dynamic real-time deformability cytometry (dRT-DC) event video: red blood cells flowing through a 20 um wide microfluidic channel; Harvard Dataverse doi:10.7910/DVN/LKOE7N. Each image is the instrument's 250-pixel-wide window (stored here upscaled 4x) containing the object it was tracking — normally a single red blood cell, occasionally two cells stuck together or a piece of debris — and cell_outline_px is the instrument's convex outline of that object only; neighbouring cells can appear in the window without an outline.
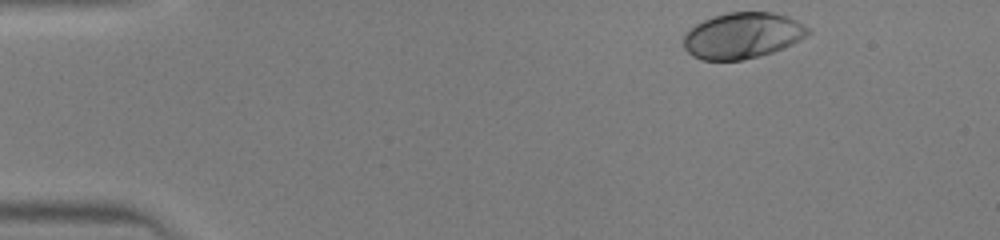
{"species": "human", "species_latin": "Homo sapiens", "temperature_condition": "warm", "stored_images_in_passage": 35, "camera_frame_rate_fps": 3000, "um_per_image_px": 0.085, "donor": {"sex": "male"}, "frame": {"image": 1, "passage_image": 1, "time_ms": 0.0, "image_size_px": [1000, 240], "cell_outline_px": [[812, 32], [800, 40], [784, 48], [760, 56], [740, 60], [700, 60], [692, 56], [684, 48], [684, 36], [696, 24], [704, 20], [728, 12], [772, 12], [788, 16], [812, 28]], "centroid_in_image_um": [63.16, 3.02], "position_along_channel_um": 21.8, "area_um2": 33.41}}
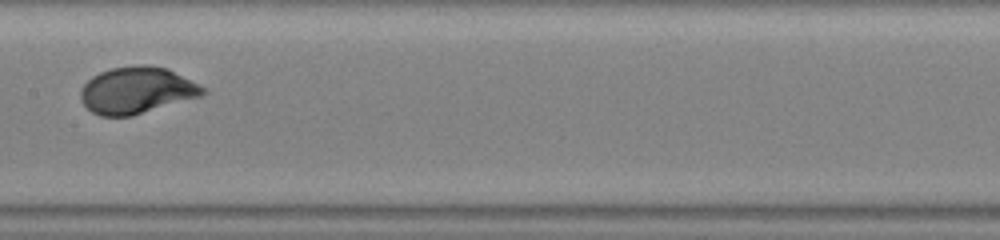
{"frame": {"image": 2, "passage_image": 19, "time_ms": 6.0, "image_size_px": [1000, 240], "cell_outline_px": [[208, 92], [200, 96], [132, 116], [100, 116], [92, 112], [80, 100], [80, 92], [84, 84], [92, 76], [100, 72], [112, 68], [132, 64], [144, 64], [168, 68], [204, 88]], "centroid_in_image_um": [11.59, 7.67], "position_along_channel_um": 195.8, "area_um2": 33.18}}
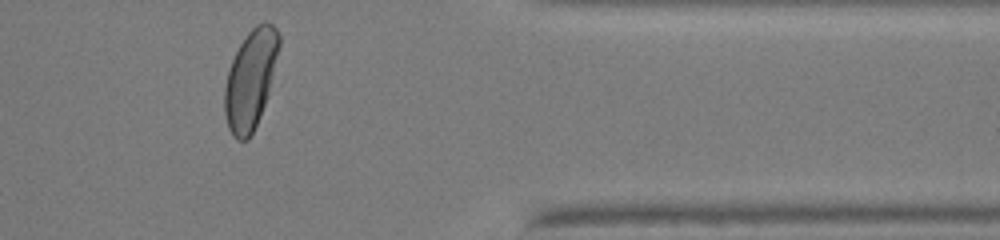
{"frame": {"image": 3, "passage_image": 33, "time_ms": 10.667, "image_size_px": [1000, 240], "cell_outline_px": [[280, 44], [268, 92], [260, 116], [248, 140], [236, 140], [232, 136], [228, 128], [224, 112], [224, 88], [228, 72], [232, 60], [240, 44], [248, 32], [256, 24], [264, 20], [268, 20], [276, 28], [280, 36]], "centroid_in_image_um": [21.28, 6.72], "position_along_channel_um": 390.1, "area_um2": 31.21}}